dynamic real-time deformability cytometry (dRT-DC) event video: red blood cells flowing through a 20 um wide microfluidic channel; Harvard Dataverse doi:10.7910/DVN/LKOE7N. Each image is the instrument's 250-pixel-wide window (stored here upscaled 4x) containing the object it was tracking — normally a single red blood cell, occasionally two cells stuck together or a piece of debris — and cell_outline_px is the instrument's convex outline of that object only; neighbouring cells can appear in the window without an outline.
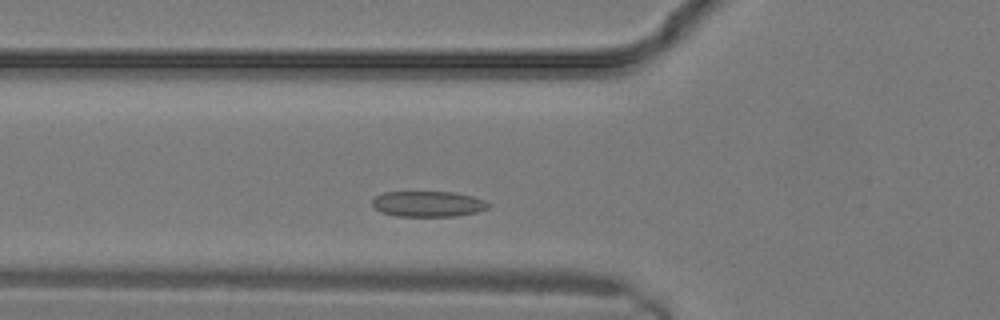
{"species": "common noctule bat (a hibernating species)", "species_latin": "Nyctalus noctula", "temperature_condition": "warm", "stored_images_in_passage": 5, "camera_frame_rate_fps": 3000, "um_per_image_px": 0.085, "animal": {"sex": "male", "body_mass_g": 19.2, "forearm_length_mm": 51.8}, "frame": {"image": 1, "passage_image": 3, "time_ms": 0.667, "image_size_px": [1000, 320], "cell_outline_px": [[492, 204], [488, 208], [476, 212], [452, 216], [396, 216], [380, 212], [372, 204], [372, 200], [376, 196], [384, 192], [456, 192], [472, 196], [484, 200]], "centroid_in_image_um": [36.39, 17.33], "position_along_channel_um": 89.4, "area_um2": 17.34}}
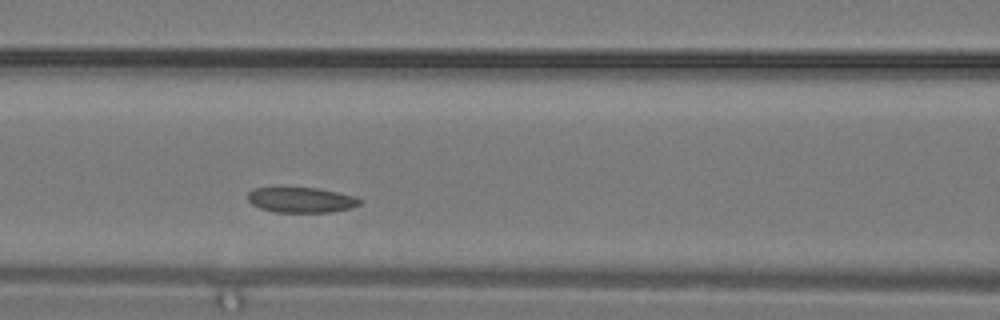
{"frame": {"image": 2, "passage_image": 5, "time_ms": 1.333, "image_size_px": [1000, 320], "cell_outline_px": [[360, 204], [352, 208], [332, 212], [272, 212], [260, 208], [252, 204], [248, 200], [248, 192], [252, 188], [276, 184], [280, 184], [320, 188], [356, 196], [360, 200]], "centroid_in_image_um": [25.52, 16.93], "position_along_channel_um": 141.1, "area_um2": 17.63}}